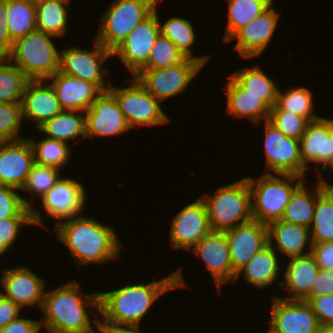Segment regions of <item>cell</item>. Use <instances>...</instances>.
I'll return each mask as SVG.
<instances>
[{"label":"cell","mask_w":333,"mask_h":333,"mask_svg":"<svg viewBox=\"0 0 333 333\" xmlns=\"http://www.w3.org/2000/svg\"><path fill=\"white\" fill-rule=\"evenodd\" d=\"M271 4L252 22L238 30L228 42L236 39L234 49L242 58L260 56L267 48L278 26L280 13Z\"/></svg>","instance_id":"19"},{"label":"cell","mask_w":333,"mask_h":333,"mask_svg":"<svg viewBox=\"0 0 333 333\" xmlns=\"http://www.w3.org/2000/svg\"><path fill=\"white\" fill-rule=\"evenodd\" d=\"M30 79L7 58H0V103H21Z\"/></svg>","instance_id":"40"},{"label":"cell","mask_w":333,"mask_h":333,"mask_svg":"<svg viewBox=\"0 0 333 333\" xmlns=\"http://www.w3.org/2000/svg\"><path fill=\"white\" fill-rule=\"evenodd\" d=\"M182 266L161 280L149 283L126 284L110 292H99L100 324L138 325L155 301L177 288H188ZM186 282V283H185Z\"/></svg>","instance_id":"1"},{"label":"cell","mask_w":333,"mask_h":333,"mask_svg":"<svg viewBox=\"0 0 333 333\" xmlns=\"http://www.w3.org/2000/svg\"><path fill=\"white\" fill-rule=\"evenodd\" d=\"M246 179L251 190L253 220L266 225L282 219L293 193L306 180L295 174L264 172L258 178Z\"/></svg>","instance_id":"4"},{"label":"cell","mask_w":333,"mask_h":333,"mask_svg":"<svg viewBox=\"0 0 333 333\" xmlns=\"http://www.w3.org/2000/svg\"><path fill=\"white\" fill-rule=\"evenodd\" d=\"M224 232L229 244L235 273L268 244V227L256 220L238 225Z\"/></svg>","instance_id":"22"},{"label":"cell","mask_w":333,"mask_h":333,"mask_svg":"<svg viewBox=\"0 0 333 333\" xmlns=\"http://www.w3.org/2000/svg\"><path fill=\"white\" fill-rule=\"evenodd\" d=\"M37 130L46 133L48 138L67 144L71 139L79 141V136L86 138L85 112L62 110Z\"/></svg>","instance_id":"31"},{"label":"cell","mask_w":333,"mask_h":333,"mask_svg":"<svg viewBox=\"0 0 333 333\" xmlns=\"http://www.w3.org/2000/svg\"><path fill=\"white\" fill-rule=\"evenodd\" d=\"M60 171L55 167L34 163L21 191L31 193L32 197L41 198L62 178Z\"/></svg>","instance_id":"42"},{"label":"cell","mask_w":333,"mask_h":333,"mask_svg":"<svg viewBox=\"0 0 333 333\" xmlns=\"http://www.w3.org/2000/svg\"><path fill=\"white\" fill-rule=\"evenodd\" d=\"M7 0H0V58H6L13 47V41L6 26Z\"/></svg>","instance_id":"47"},{"label":"cell","mask_w":333,"mask_h":333,"mask_svg":"<svg viewBox=\"0 0 333 333\" xmlns=\"http://www.w3.org/2000/svg\"><path fill=\"white\" fill-rule=\"evenodd\" d=\"M333 295V270H319L309 297Z\"/></svg>","instance_id":"50"},{"label":"cell","mask_w":333,"mask_h":333,"mask_svg":"<svg viewBox=\"0 0 333 333\" xmlns=\"http://www.w3.org/2000/svg\"><path fill=\"white\" fill-rule=\"evenodd\" d=\"M63 110L86 112L103 92L96 84L60 71L47 79Z\"/></svg>","instance_id":"24"},{"label":"cell","mask_w":333,"mask_h":333,"mask_svg":"<svg viewBox=\"0 0 333 333\" xmlns=\"http://www.w3.org/2000/svg\"><path fill=\"white\" fill-rule=\"evenodd\" d=\"M34 163L28 138L0 143V184L21 190Z\"/></svg>","instance_id":"21"},{"label":"cell","mask_w":333,"mask_h":333,"mask_svg":"<svg viewBox=\"0 0 333 333\" xmlns=\"http://www.w3.org/2000/svg\"><path fill=\"white\" fill-rule=\"evenodd\" d=\"M263 123L265 168H268L264 172L295 174L305 178L308 171L302 165L299 139L286 136L269 120Z\"/></svg>","instance_id":"11"},{"label":"cell","mask_w":333,"mask_h":333,"mask_svg":"<svg viewBox=\"0 0 333 333\" xmlns=\"http://www.w3.org/2000/svg\"><path fill=\"white\" fill-rule=\"evenodd\" d=\"M228 78L225 85L226 113L236 118H248L255 125L268 120L270 109L258 97L248 94L231 76Z\"/></svg>","instance_id":"28"},{"label":"cell","mask_w":333,"mask_h":333,"mask_svg":"<svg viewBox=\"0 0 333 333\" xmlns=\"http://www.w3.org/2000/svg\"><path fill=\"white\" fill-rule=\"evenodd\" d=\"M328 168H330V171L332 172L333 171V161L330 163V165L325 169V171L328 169ZM320 170H318L317 172L318 173H316L317 174V176H318V179L320 180V182L326 187V188H333V183H332V181H331V183L327 180V179H325L326 177H322L323 175H322V173H321V171L319 172ZM327 180V181H326Z\"/></svg>","instance_id":"53"},{"label":"cell","mask_w":333,"mask_h":333,"mask_svg":"<svg viewBox=\"0 0 333 333\" xmlns=\"http://www.w3.org/2000/svg\"><path fill=\"white\" fill-rule=\"evenodd\" d=\"M267 227L268 244H270L277 253H282V256L284 254V256H287L289 259L290 257L303 256L311 253L313 244L310 228L282 220L269 223ZM306 246L308 247L307 249Z\"/></svg>","instance_id":"25"},{"label":"cell","mask_w":333,"mask_h":333,"mask_svg":"<svg viewBox=\"0 0 333 333\" xmlns=\"http://www.w3.org/2000/svg\"><path fill=\"white\" fill-rule=\"evenodd\" d=\"M27 138L33 149L35 163L60 170H63L70 163L72 151L69 144L48 137L41 139L39 142L32 137L30 138V136Z\"/></svg>","instance_id":"39"},{"label":"cell","mask_w":333,"mask_h":333,"mask_svg":"<svg viewBox=\"0 0 333 333\" xmlns=\"http://www.w3.org/2000/svg\"><path fill=\"white\" fill-rule=\"evenodd\" d=\"M313 100V93L307 87L295 86L286 92L279 87L276 104L270 111L293 112L313 121L320 118L313 111L315 106Z\"/></svg>","instance_id":"38"},{"label":"cell","mask_w":333,"mask_h":333,"mask_svg":"<svg viewBox=\"0 0 333 333\" xmlns=\"http://www.w3.org/2000/svg\"><path fill=\"white\" fill-rule=\"evenodd\" d=\"M17 190L0 184V219L31 217L33 225L46 228L41 211L34 209L33 199L23 198Z\"/></svg>","instance_id":"36"},{"label":"cell","mask_w":333,"mask_h":333,"mask_svg":"<svg viewBox=\"0 0 333 333\" xmlns=\"http://www.w3.org/2000/svg\"><path fill=\"white\" fill-rule=\"evenodd\" d=\"M316 187L307 186L304 181L293 193L282 215V221L299 224L310 228L314 218L315 203L317 197L326 187L317 179ZM307 186V187H306ZM310 189L308 191L309 188ZM313 190V191H312Z\"/></svg>","instance_id":"29"},{"label":"cell","mask_w":333,"mask_h":333,"mask_svg":"<svg viewBox=\"0 0 333 333\" xmlns=\"http://www.w3.org/2000/svg\"><path fill=\"white\" fill-rule=\"evenodd\" d=\"M172 218L169 240L175 249L189 251L211 231L207 209L200 197Z\"/></svg>","instance_id":"14"},{"label":"cell","mask_w":333,"mask_h":333,"mask_svg":"<svg viewBox=\"0 0 333 333\" xmlns=\"http://www.w3.org/2000/svg\"><path fill=\"white\" fill-rule=\"evenodd\" d=\"M23 122L21 103H0V143L19 140Z\"/></svg>","instance_id":"43"},{"label":"cell","mask_w":333,"mask_h":333,"mask_svg":"<svg viewBox=\"0 0 333 333\" xmlns=\"http://www.w3.org/2000/svg\"><path fill=\"white\" fill-rule=\"evenodd\" d=\"M40 330H42L40 320L20 318L19 316L0 329V333H39Z\"/></svg>","instance_id":"49"},{"label":"cell","mask_w":333,"mask_h":333,"mask_svg":"<svg viewBox=\"0 0 333 333\" xmlns=\"http://www.w3.org/2000/svg\"><path fill=\"white\" fill-rule=\"evenodd\" d=\"M86 188L82 182L69 178H60L58 182L40 198L46 214L53 219H71L82 215L86 204Z\"/></svg>","instance_id":"16"},{"label":"cell","mask_w":333,"mask_h":333,"mask_svg":"<svg viewBox=\"0 0 333 333\" xmlns=\"http://www.w3.org/2000/svg\"><path fill=\"white\" fill-rule=\"evenodd\" d=\"M53 229L78 266L121 260L123 244L115 227L102 224L94 217H73L56 223Z\"/></svg>","instance_id":"2"},{"label":"cell","mask_w":333,"mask_h":333,"mask_svg":"<svg viewBox=\"0 0 333 333\" xmlns=\"http://www.w3.org/2000/svg\"><path fill=\"white\" fill-rule=\"evenodd\" d=\"M190 250L205 262L217 293H221L222 284L233 283L236 273L233 271L229 244L224 231L211 230Z\"/></svg>","instance_id":"15"},{"label":"cell","mask_w":333,"mask_h":333,"mask_svg":"<svg viewBox=\"0 0 333 333\" xmlns=\"http://www.w3.org/2000/svg\"><path fill=\"white\" fill-rule=\"evenodd\" d=\"M158 4L154 12L136 25L126 39L113 51L134 76L148 61L155 41L160 34Z\"/></svg>","instance_id":"12"},{"label":"cell","mask_w":333,"mask_h":333,"mask_svg":"<svg viewBox=\"0 0 333 333\" xmlns=\"http://www.w3.org/2000/svg\"><path fill=\"white\" fill-rule=\"evenodd\" d=\"M204 67L199 61L186 58L178 65L159 69H140L133 77L160 102L181 94Z\"/></svg>","instance_id":"10"},{"label":"cell","mask_w":333,"mask_h":333,"mask_svg":"<svg viewBox=\"0 0 333 333\" xmlns=\"http://www.w3.org/2000/svg\"><path fill=\"white\" fill-rule=\"evenodd\" d=\"M261 69L258 65L248 66L231 73L230 76L248 91V94L258 97L269 109H272L276 104L279 87Z\"/></svg>","instance_id":"30"},{"label":"cell","mask_w":333,"mask_h":333,"mask_svg":"<svg viewBox=\"0 0 333 333\" xmlns=\"http://www.w3.org/2000/svg\"><path fill=\"white\" fill-rule=\"evenodd\" d=\"M268 120L283 134L296 139H300L310 122L306 117L288 111H270Z\"/></svg>","instance_id":"44"},{"label":"cell","mask_w":333,"mask_h":333,"mask_svg":"<svg viewBox=\"0 0 333 333\" xmlns=\"http://www.w3.org/2000/svg\"><path fill=\"white\" fill-rule=\"evenodd\" d=\"M283 281H279V287L288 292L282 299L306 300L312 290L313 282L320 270L314 256L310 253L303 256L290 257L285 266Z\"/></svg>","instance_id":"26"},{"label":"cell","mask_w":333,"mask_h":333,"mask_svg":"<svg viewBox=\"0 0 333 333\" xmlns=\"http://www.w3.org/2000/svg\"><path fill=\"white\" fill-rule=\"evenodd\" d=\"M80 284L75 280L50 292L45 290L40 322L49 333H93L94 325L99 329V314L92 319L89 313L94 309L99 313V292L83 294Z\"/></svg>","instance_id":"3"},{"label":"cell","mask_w":333,"mask_h":333,"mask_svg":"<svg viewBox=\"0 0 333 333\" xmlns=\"http://www.w3.org/2000/svg\"><path fill=\"white\" fill-rule=\"evenodd\" d=\"M131 85L120 88L113 83L109 91L119 103L120 109L125 116L131 129L140 126H157L170 122L161 102L157 100L137 78H129Z\"/></svg>","instance_id":"8"},{"label":"cell","mask_w":333,"mask_h":333,"mask_svg":"<svg viewBox=\"0 0 333 333\" xmlns=\"http://www.w3.org/2000/svg\"><path fill=\"white\" fill-rule=\"evenodd\" d=\"M6 26L13 42L37 30L35 3L32 0H7Z\"/></svg>","instance_id":"35"},{"label":"cell","mask_w":333,"mask_h":333,"mask_svg":"<svg viewBox=\"0 0 333 333\" xmlns=\"http://www.w3.org/2000/svg\"><path fill=\"white\" fill-rule=\"evenodd\" d=\"M279 256L270 244H267L236 272L233 283L243 274V279L259 290L275 285L282 269Z\"/></svg>","instance_id":"27"},{"label":"cell","mask_w":333,"mask_h":333,"mask_svg":"<svg viewBox=\"0 0 333 333\" xmlns=\"http://www.w3.org/2000/svg\"><path fill=\"white\" fill-rule=\"evenodd\" d=\"M274 0H227L228 2V23L225 26L223 41L226 43L241 28L252 22Z\"/></svg>","instance_id":"34"},{"label":"cell","mask_w":333,"mask_h":333,"mask_svg":"<svg viewBox=\"0 0 333 333\" xmlns=\"http://www.w3.org/2000/svg\"><path fill=\"white\" fill-rule=\"evenodd\" d=\"M23 309L0 293V329L21 316Z\"/></svg>","instance_id":"51"},{"label":"cell","mask_w":333,"mask_h":333,"mask_svg":"<svg viewBox=\"0 0 333 333\" xmlns=\"http://www.w3.org/2000/svg\"><path fill=\"white\" fill-rule=\"evenodd\" d=\"M53 37L39 30L32 31L13 43L6 58L30 80H47L60 69V50Z\"/></svg>","instance_id":"6"},{"label":"cell","mask_w":333,"mask_h":333,"mask_svg":"<svg viewBox=\"0 0 333 333\" xmlns=\"http://www.w3.org/2000/svg\"><path fill=\"white\" fill-rule=\"evenodd\" d=\"M316 333H333V326L320 324Z\"/></svg>","instance_id":"54"},{"label":"cell","mask_w":333,"mask_h":333,"mask_svg":"<svg viewBox=\"0 0 333 333\" xmlns=\"http://www.w3.org/2000/svg\"><path fill=\"white\" fill-rule=\"evenodd\" d=\"M22 116L35 122L38 129L63 109L48 80H29L21 100Z\"/></svg>","instance_id":"23"},{"label":"cell","mask_w":333,"mask_h":333,"mask_svg":"<svg viewBox=\"0 0 333 333\" xmlns=\"http://www.w3.org/2000/svg\"><path fill=\"white\" fill-rule=\"evenodd\" d=\"M98 331L100 333H142L141 326L119 324H100Z\"/></svg>","instance_id":"52"},{"label":"cell","mask_w":333,"mask_h":333,"mask_svg":"<svg viewBox=\"0 0 333 333\" xmlns=\"http://www.w3.org/2000/svg\"><path fill=\"white\" fill-rule=\"evenodd\" d=\"M211 230L226 231L253 220L251 190L246 177L202 194Z\"/></svg>","instance_id":"5"},{"label":"cell","mask_w":333,"mask_h":333,"mask_svg":"<svg viewBox=\"0 0 333 333\" xmlns=\"http://www.w3.org/2000/svg\"><path fill=\"white\" fill-rule=\"evenodd\" d=\"M186 56L161 33L157 37L147 63L141 69H159L180 64Z\"/></svg>","instance_id":"41"},{"label":"cell","mask_w":333,"mask_h":333,"mask_svg":"<svg viewBox=\"0 0 333 333\" xmlns=\"http://www.w3.org/2000/svg\"><path fill=\"white\" fill-rule=\"evenodd\" d=\"M86 137L117 136L131 128L110 91L102 92L85 112Z\"/></svg>","instance_id":"18"},{"label":"cell","mask_w":333,"mask_h":333,"mask_svg":"<svg viewBox=\"0 0 333 333\" xmlns=\"http://www.w3.org/2000/svg\"><path fill=\"white\" fill-rule=\"evenodd\" d=\"M3 276L0 278L1 288L5 292L0 293L11 299L21 308L34 307L42 308L46 281L40 278L35 272L26 266H15L14 268L2 270Z\"/></svg>","instance_id":"17"},{"label":"cell","mask_w":333,"mask_h":333,"mask_svg":"<svg viewBox=\"0 0 333 333\" xmlns=\"http://www.w3.org/2000/svg\"><path fill=\"white\" fill-rule=\"evenodd\" d=\"M310 304L320 324L333 326V295L308 297Z\"/></svg>","instance_id":"46"},{"label":"cell","mask_w":333,"mask_h":333,"mask_svg":"<svg viewBox=\"0 0 333 333\" xmlns=\"http://www.w3.org/2000/svg\"><path fill=\"white\" fill-rule=\"evenodd\" d=\"M34 3H38V2H43V1H48V0H32Z\"/></svg>","instance_id":"55"},{"label":"cell","mask_w":333,"mask_h":333,"mask_svg":"<svg viewBox=\"0 0 333 333\" xmlns=\"http://www.w3.org/2000/svg\"><path fill=\"white\" fill-rule=\"evenodd\" d=\"M311 254L314 256L320 270H333V242L314 243Z\"/></svg>","instance_id":"48"},{"label":"cell","mask_w":333,"mask_h":333,"mask_svg":"<svg viewBox=\"0 0 333 333\" xmlns=\"http://www.w3.org/2000/svg\"><path fill=\"white\" fill-rule=\"evenodd\" d=\"M160 33L169 38L176 47L186 56L192 58L204 66L206 65L210 55L194 56L192 46L196 42L195 28L189 19L173 16L167 19L163 24L159 20Z\"/></svg>","instance_id":"33"},{"label":"cell","mask_w":333,"mask_h":333,"mask_svg":"<svg viewBox=\"0 0 333 333\" xmlns=\"http://www.w3.org/2000/svg\"><path fill=\"white\" fill-rule=\"evenodd\" d=\"M269 333H316L320 323L306 300L272 295Z\"/></svg>","instance_id":"13"},{"label":"cell","mask_w":333,"mask_h":333,"mask_svg":"<svg viewBox=\"0 0 333 333\" xmlns=\"http://www.w3.org/2000/svg\"><path fill=\"white\" fill-rule=\"evenodd\" d=\"M299 141L303 167L308 170L314 163L325 170L333 161V119L321 116L310 121Z\"/></svg>","instance_id":"20"},{"label":"cell","mask_w":333,"mask_h":333,"mask_svg":"<svg viewBox=\"0 0 333 333\" xmlns=\"http://www.w3.org/2000/svg\"><path fill=\"white\" fill-rule=\"evenodd\" d=\"M310 232L312 244L333 242V188H326L317 197Z\"/></svg>","instance_id":"37"},{"label":"cell","mask_w":333,"mask_h":333,"mask_svg":"<svg viewBox=\"0 0 333 333\" xmlns=\"http://www.w3.org/2000/svg\"><path fill=\"white\" fill-rule=\"evenodd\" d=\"M33 225L31 217H13L1 220L0 219V256L12 248L16 243V239L20 234L21 228ZM15 242V243H14Z\"/></svg>","instance_id":"45"},{"label":"cell","mask_w":333,"mask_h":333,"mask_svg":"<svg viewBox=\"0 0 333 333\" xmlns=\"http://www.w3.org/2000/svg\"><path fill=\"white\" fill-rule=\"evenodd\" d=\"M161 0H114L100 17L96 40L113 52Z\"/></svg>","instance_id":"7"},{"label":"cell","mask_w":333,"mask_h":333,"mask_svg":"<svg viewBox=\"0 0 333 333\" xmlns=\"http://www.w3.org/2000/svg\"><path fill=\"white\" fill-rule=\"evenodd\" d=\"M93 49L69 46L60 50L59 71L96 84L103 92L109 91L112 83L106 84L105 75L109 71L103 65L106 59L113 57V52L106 49L96 39Z\"/></svg>","instance_id":"9"},{"label":"cell","mask_w":333,"mask_h":333,"mask_svg":"<svg viewBox=\"0 0 333 333\" xmlns=\"http://www.w3.org/2000/svg\"><path fill=\"white\" fill-rule=\"evenodd\" d=\"M70 0H48L35 3L37 30L54 36L64 37L67 31Z\"/></svg>","instance_id":"32"}]
</instances>
